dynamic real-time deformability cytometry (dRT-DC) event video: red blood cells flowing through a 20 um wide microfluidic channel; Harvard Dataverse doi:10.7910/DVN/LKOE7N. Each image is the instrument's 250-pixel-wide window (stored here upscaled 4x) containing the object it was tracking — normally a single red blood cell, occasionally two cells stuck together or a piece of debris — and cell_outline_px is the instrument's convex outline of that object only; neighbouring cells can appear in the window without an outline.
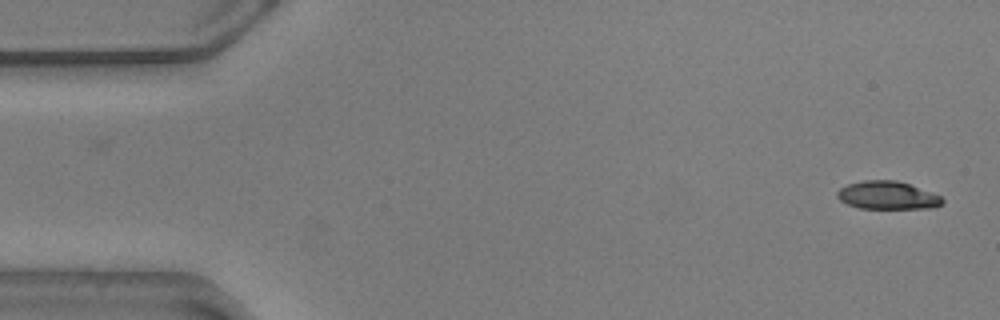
{"species": "common noctule bat (a hibernating species)", "species_latin": "Nyctalus noctula", "temperature_condition": "warm", "stored_images_in_passage": 10, "camera_frame_rate_fps": 3000, "um_per_image_px": 0.085, "animal": {"sex": "male", "body_mass_g": 20.5, "forearm_length_mm": 52.5}, "frame": {"image": 1, "passage_image": 1, "time_ms": 0.0, "image_size_px": [1000, 320], "cell_outline_px": [[944, 200], [936, 208], [860, 208], [848, 204], [840, 200], [836, 196], [836, 192], [840, 188], [848, 184], [864, 180], [896, 180], [908, 184], [940, 196]], "centroid_in_image_um": [75.4, 16.6], "position_along_channel_um": 9.6, "area_um2": 16.94}}